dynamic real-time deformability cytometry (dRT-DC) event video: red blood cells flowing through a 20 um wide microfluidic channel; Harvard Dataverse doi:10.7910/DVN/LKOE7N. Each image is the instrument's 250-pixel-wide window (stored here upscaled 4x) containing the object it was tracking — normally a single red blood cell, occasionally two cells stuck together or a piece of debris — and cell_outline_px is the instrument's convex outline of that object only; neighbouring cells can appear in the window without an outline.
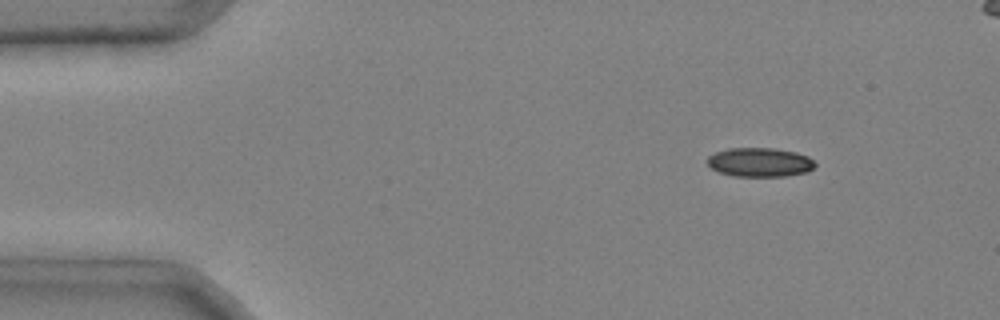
{"species": "common noctule bat (a hibernating species)", "species_latin": "Nyctalus noctula", "temperature_condition": "cold", "stored_images_in_passage": 48, "segment_of_instrument_passage": [1, 2], "camera_frame_rate_fps": 3000, "um_per_image_px": 0.085, "animal": {"sex": "male", "body_mass_g": 20.4}, "frame": {"image": 1, "passage_image": 5, "time_ms": 1.333, "image_size_px": [1000, 320], "cell_outline_px": [[816, 164], [808, 172], [784, 176], [732, 176], [720, 172], [712, 168], [708, 164], [708, 156], [716, 152], [728, 148], [776, 148], [796, 152], [808, 156]], "centroid_in_image_um": [64.59, 13.79], "position_along_channel_um": 20.4, "area_um2": 18.21}}
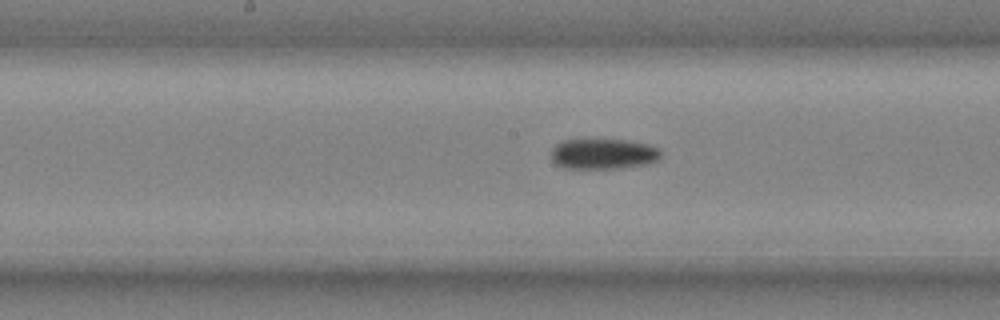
{"frame": {"image": 2, "passage_image": 24, "time_ms": 7.667, "image_size_px": [1000, 320], "cell_outline_px": [[664, 152], [660, 160], [648, 164], [620, 168], [564, 168], [556, 164], [548, 156], [552, 148], [556, 144], [564, 140], [628, 140], [648, 144], [660, 148]], "centroid_in_image_um": [51.32, 13.08], "position_along_channel_um": 196.9, "area_um2": 19.88}}
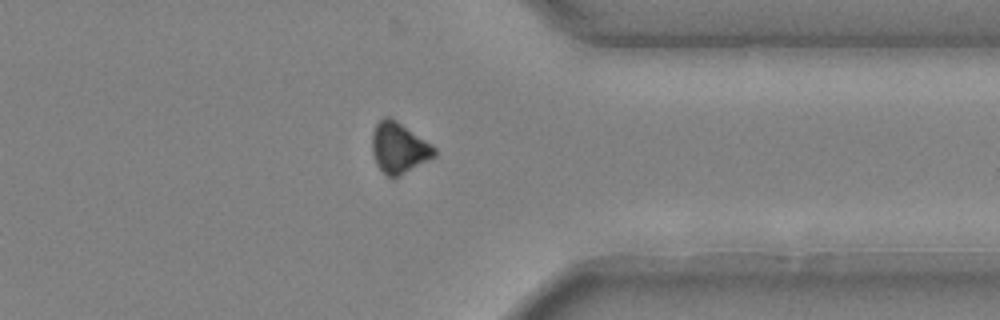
{"frame": {"image": 3, "passage_image": 38, "time_ms": 12.333, "image_size_px": [1000, 320], "cell_outline_px": [[436, 156], [400, 176], [392, 180], [376, 164], [372, 152], [372, 132], [376, 124], [384, 116], [388, 116], [396, 120], [432, 144], [436, 148]], "centroid_in_image_um": [33.91, 12.58], "position_along_channel_um": 377.5, "area_um2": 18.55}}